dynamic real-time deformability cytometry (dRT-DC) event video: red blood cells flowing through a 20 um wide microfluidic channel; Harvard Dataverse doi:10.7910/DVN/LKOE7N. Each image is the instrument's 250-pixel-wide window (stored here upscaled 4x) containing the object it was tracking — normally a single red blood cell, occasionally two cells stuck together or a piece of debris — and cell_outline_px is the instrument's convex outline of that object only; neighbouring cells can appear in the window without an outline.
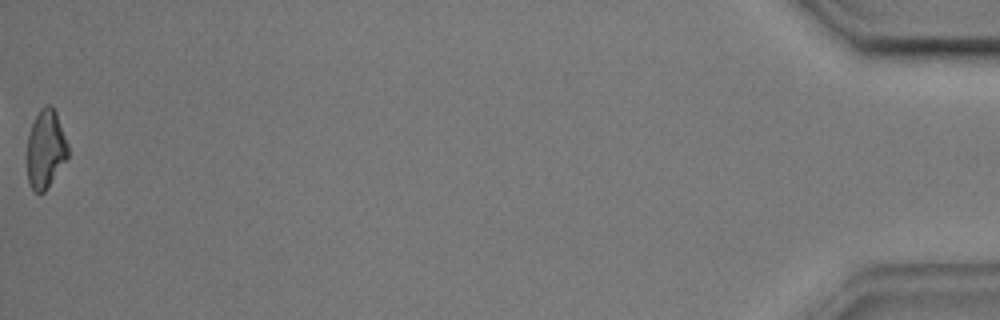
{"species": "common noctule bat (a hibernating species)", "species_latin": "Nyctalus noctula", "temperature_condition": "cold", "stored_images_in_passage": 43, "camera_frame_rate_fps": 3000, "um_per_image_px": 0.085, "animal": {"sex": "male", "body_mass_g": 17.9, "forearm_length_mm": 54.2}, "frame": {"image": 1, "passage_image": 43, "time_ms": 14.0, "image_size_px": [1000, 320], "cell_outline_px": [[68, 156], [44, 192], [36, 192], [32, 188], [28, 180], [28, 132], [40, 108], [48, 104], [52, 104], [56, 112], [68, 144]], "centroid_in_image_um": [3.88, 12.62], "position_along_channel_um": 431.3, "area_um2": 18.32}, "authors_computed_cell_mechanics": {"area_um2": 20.1144, "velocity_mm_per_s": 3.583, "shape_relaxation_time_tau1_ms": 3.6621, "shape_relaxation_time_tau2_ms": 9.5966, "deformation_change_tau1": 0.145, "deformation_change_tau2": 0.2047}}